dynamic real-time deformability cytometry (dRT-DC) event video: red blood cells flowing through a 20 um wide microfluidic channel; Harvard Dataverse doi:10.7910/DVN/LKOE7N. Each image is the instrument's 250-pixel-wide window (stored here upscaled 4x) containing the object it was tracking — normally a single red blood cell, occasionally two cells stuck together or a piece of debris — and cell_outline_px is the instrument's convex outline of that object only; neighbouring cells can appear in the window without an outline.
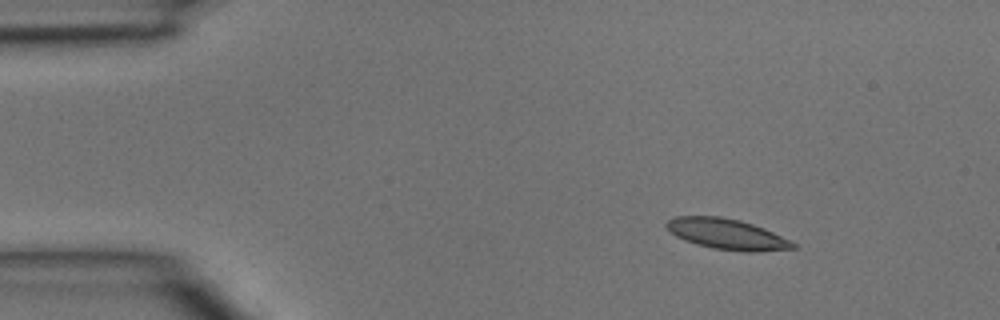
{"species": "common noctule bat (a hibernating species)", "species_latin": "Nyctalus noctula", "temperature_condition": "room temperature", "stored_images_in_passage": 4, "camera_frame_rate_fps": 3000, "um_per_image_px": 0.085, "animal": {"sex": "male", "body_mass_g": 15.6}, "frame": {"image": 1, "passage_image": 1, "time_ms": 0.0, "image_size_px": [1000, 320], "cell_outline_px": [[796, 248], [752, 252], [744, 252], [712, 248], [696, 244], [684, 240], [676, 236], [664, 224], [668, 220], [676, 216], [720, 216], [740, 220], [764, 228], [792, 240], [796, 244]], "centroid_in_image_um": [61.81, 19.9], "position_along_channel_um": 23.2, "area_um2": 22.6}}
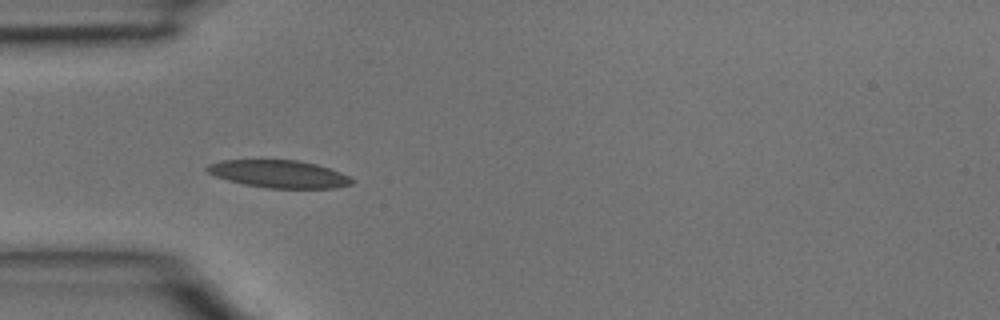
{"frame": {"image": 2, "passage_image": 3, "time_ms": 0.667, "image_size_px": [1000, 320], "cell_outline_px": [[356, 180], [352, 184], [336, 188], [268, 188], [244, 184], [228, 180], [216, 176], [208, 172], [204, 168], [208, 164], [220, 160], [300, 160], [316, 164], [340, 172]], "centroid_in_image_um": [23.72, 14.78], "position_along_channel_um": 61.3, "area_um2": 23.29}}